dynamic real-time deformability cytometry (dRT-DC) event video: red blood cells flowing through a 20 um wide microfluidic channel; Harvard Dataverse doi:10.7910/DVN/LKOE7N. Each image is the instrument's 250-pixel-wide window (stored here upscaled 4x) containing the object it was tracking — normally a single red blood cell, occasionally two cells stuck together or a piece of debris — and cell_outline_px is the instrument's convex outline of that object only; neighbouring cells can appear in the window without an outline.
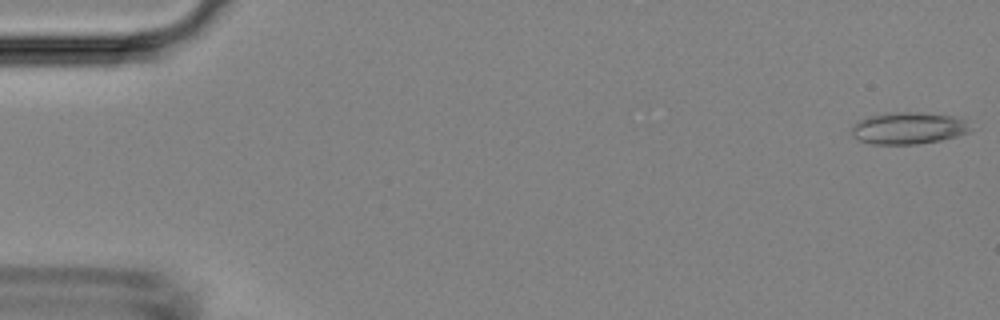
{"species": "Egyptian fruit bat (a non-hibernating species)", "species_latin": "Rousettus aegyptiacus", "temperature_condition": "room temperature", "stored_images_in_passage": 4, "camera_frame_rate_fps": 3000, "um_per_image_px": 0.085, "animal": {"sex": "female"}, "frame": {"image": 1, "passage_image": 1, "time_ms": 0.0, "image_size_px": [1000, 320], "cell_outline_px": [[980, 128], [972, 132], [940, 140], [916, 144], [868, 144], [852, 136], [852, 124], [856, 120], [884, 112], [916, 112], [956, 116], [968, 120]], "centroid_in_image_um": [77.31, 10.88], "position_along_channel_um": 7.7, "area_um2": 22.89}}
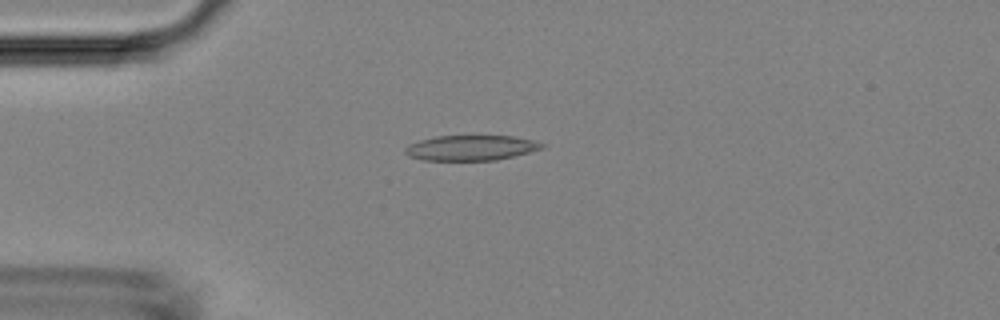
{"frame": {"image": 2, "passage_image": 4, "time_ms": 4.0, "image_size_px": [1000, 320], "cell_outline_px": [[548, 144], [544, 148], [496, 160], [424, 160], [408, 156], [404, 152], [404, 148], [408, 144], [420, 140], [436, 136], [512, 136], [532, 140]], "centroid_in_image_um": [40.02, 12.56], "position_along_channel_um": 45.0, "area_um2": 20.06}}